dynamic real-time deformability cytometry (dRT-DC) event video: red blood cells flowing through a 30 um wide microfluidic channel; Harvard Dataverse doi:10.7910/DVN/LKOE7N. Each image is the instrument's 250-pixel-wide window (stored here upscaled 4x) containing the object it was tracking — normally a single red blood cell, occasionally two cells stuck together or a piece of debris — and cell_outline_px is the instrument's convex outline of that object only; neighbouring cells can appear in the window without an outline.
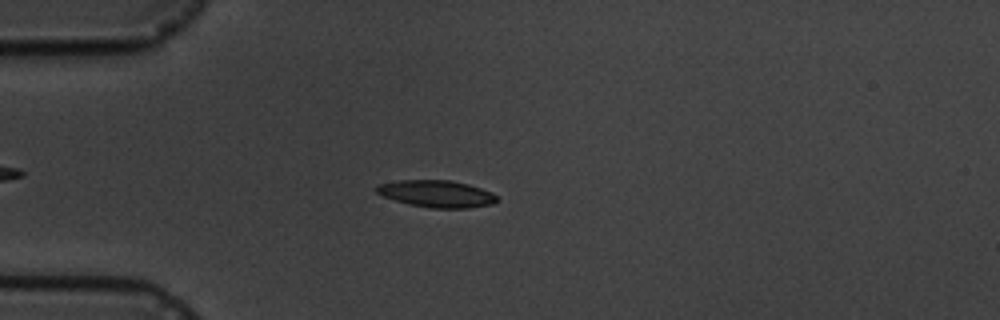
{"species": "common noctule bat (a hibernating species)", "species_latin": "Nyctalus noctula", "temperature_condition": "cold", "stored_images_in_passage": 6, "camera_frame_rate_fps": 3000, "um_per_image_px": 0.085, "animal": {"sex": "male", "body_mass_g": 19.5, "forearm_length_mm": 54.6}, "frame": {"image": 1, "passage_image": 5, "time_ms": 4.333, "image_size_px": [1000, 320], "cell_outline_px": [[500, 200], [492, 204], [468, 208], [432, 208], [408, 204], [384, 196], [376, 192], [372, 188], [376, 184], [400, 180], [452, 180], [468, 184], [492, 192]], "centroid_in_image_um": [37.1, 16.46], "position_along_channel_um": 47.9, "area_um2": 19.07}}
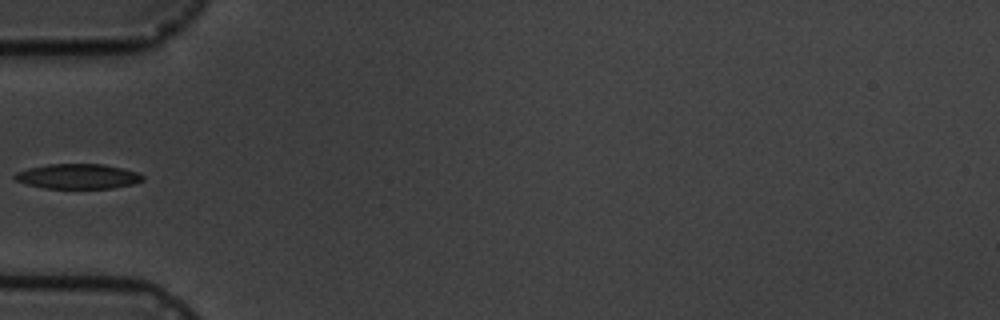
{"frame": {"image": 2, "passage_image": 6, "time_ms": 5.667, "image_size_px": [1000, 320], "cell_outline_px": [[144, 180], [136, 184], [112, 188], [44, 188], [28, 184], [16, 180], [12, 176], [16, 172], [28, 168], [48, 164], [104, 164], [124, 168], [136, 172], [144, 176]], "centroid_in_image_um": [6.65, 14.99], "position_along_channel_um": 78.3, "area_um2": 18.67}}